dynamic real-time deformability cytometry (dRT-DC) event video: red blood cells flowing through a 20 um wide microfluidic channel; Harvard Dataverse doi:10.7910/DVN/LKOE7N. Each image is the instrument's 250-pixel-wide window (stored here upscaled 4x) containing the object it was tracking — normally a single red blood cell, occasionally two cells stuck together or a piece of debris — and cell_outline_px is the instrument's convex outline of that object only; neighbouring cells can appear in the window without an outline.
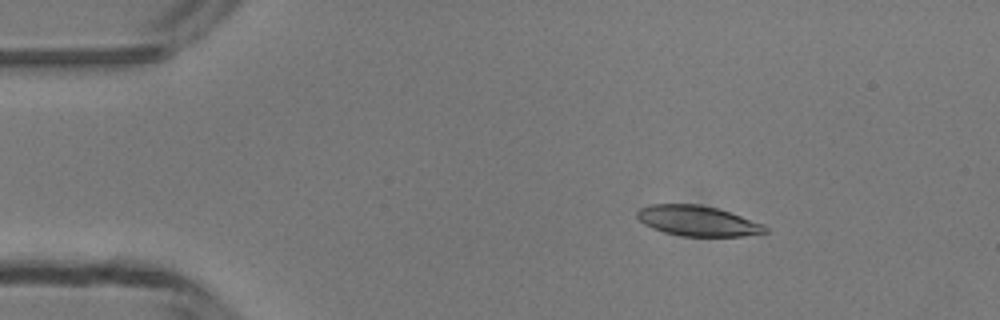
{"species": "common noctule bat (a hibernating species)", "species_latin": "Nyctalus noctula", "temperature_condition": "room temperature", "stored_images_in_passage": 42, "camera_frame_rate_fps": 3000, "um_per_image_px": 0.085, "animal": {"sex": "male", "body_mass_g": 13.3}, "frame": {"image": 1, "passage_image": 1, "time_ms": 0.0, "image_size_px": [1000, 320], "cell_outline_px": [[768, 232], [744, 236], [684, 236], [664, 232], [652, 228], [644, 224], [636, 216], [636, 212], [640, 208], [648, 204], [700, 204], [716, 208], [764, 224], [768, 228]], "centroid_in_image_um": [59.28, 18.77], "position_along_channel_um": 25.7, "area_um2": 22.54}}
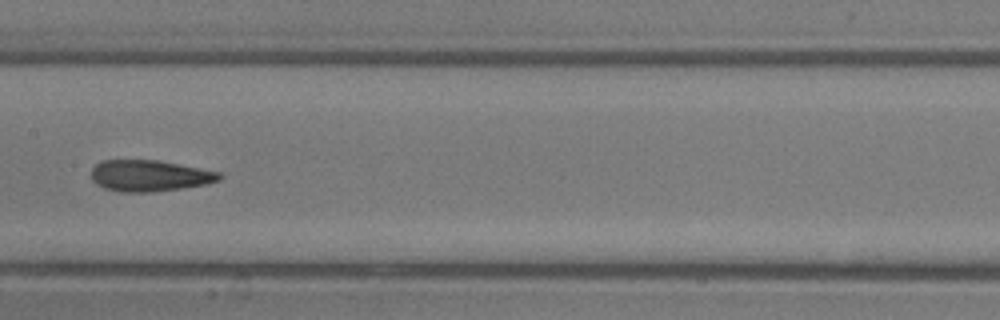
{"frame": {"image": 2, "passage_image": 18, "time_ms": 5.667, "image_size_px": [1000, 320], "cell_outline_px": [[224, 176], [220, 180], [204, 184], [180, 188], [152, 192], [120, 192], [104, 188], [96, 184], [92, 180], [92, 168], [100, 160], [160, 160], [220, 172]], "centroid_in_image_um": [12.7, 14.93], "position_along_channel_um": 194.7, "area_um2": 23.41}}
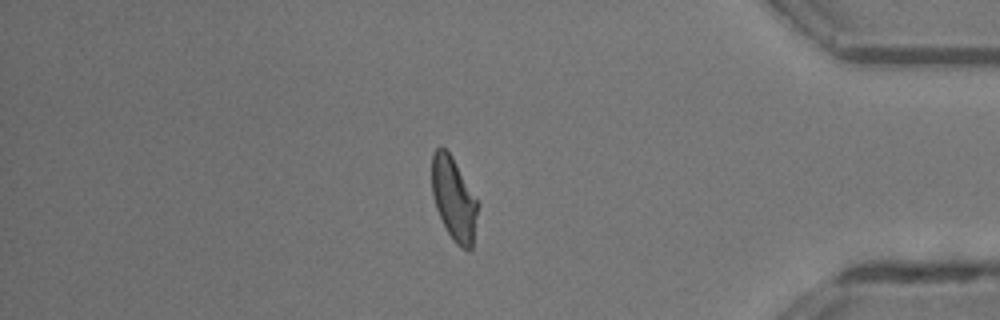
{"frame": {"image": 3, "passage_image": 35, "time_ms": 11.333, "image_size_px": [1000, 320], "cell_outline_px": [[476, 212], [472, 248], [468, 252], [456, 244], [452, 240], [436, 208], [432, 196], [432, 152], [440, 144], [452, 156], [476, 200]], "centroid_in_image_um": [38.53, 16.89], "position_along_channel_um": 396.7, "area_um2": 21.68}, "authors_computed_cell_mechanics": {"area_um2": 23.2356, "velocity_mm_per_s": 4.1805, "shape_relaxation_time_tau1_ms": 8.1831, "shape_relaxation_time_tau2_ms": 2.1129, "deformation_change_tau1": 0.2329, "deformation_change_tau2": 0.1046}}